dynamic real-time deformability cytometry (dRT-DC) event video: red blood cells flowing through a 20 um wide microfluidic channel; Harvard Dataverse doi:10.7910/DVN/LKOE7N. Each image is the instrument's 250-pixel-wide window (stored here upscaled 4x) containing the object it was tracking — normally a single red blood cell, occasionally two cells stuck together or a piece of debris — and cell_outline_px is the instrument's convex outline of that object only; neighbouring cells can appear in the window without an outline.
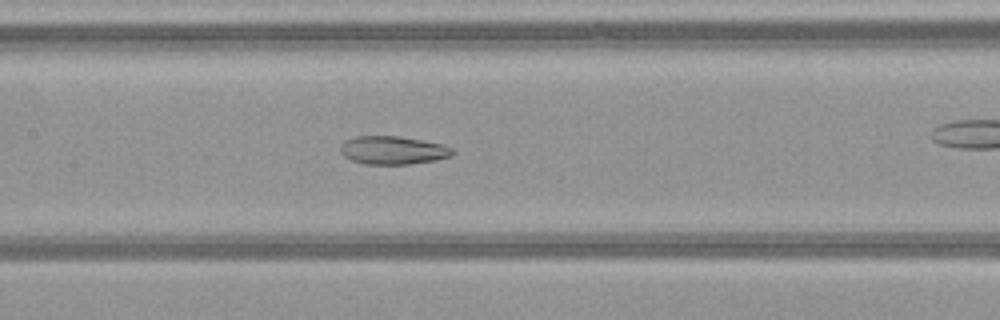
{"species": "common noctule bat (a hibernating species)", "species_latin": "Nyctalus noctula", "temperature_condition": "warm", "stored_images_in_passage": 33, "camera_frame_rate_fps": 3000, "um_per_image_px": 0.085, "animal": {"sex": "female", "body_mass_g": 21.9}, "frame": {"image": 1, "passage_image": 16, "time_ms": 5.0, "image_size_px": [1000, 320], "cell_outline_px": [[456, 152], [452, 156], [436, 160], [408, 164], [364, 164], [352, 160], [344, 156], [340, 152], [340, 144], [344, 140], [356, 136], [400, 136], [444, 144], [452, 148]], "centroid_in_image_um": [33.41, 12.76], "position_along_channel_um": 174.0, "area_um2": 18.67}}
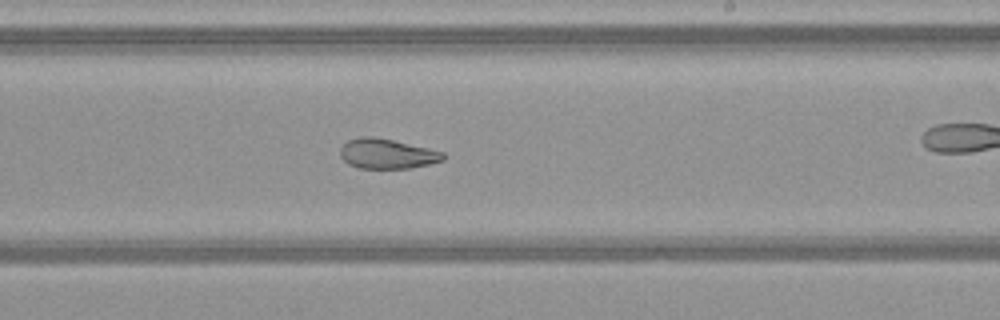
{"frame": {"image": 2, "passage_image": 22, "time_ms": 7.0, "image_size_px": [1000, 320], "cell_outline_px": [[448, 156], [444, 160], [412, 168], [360, 168], [348, 164], [340, 156], [340, 148], [348, 140], [360, 136], [372, 136], [392, 140], [428, 148], [444, 152]], "centroid_in_image_um": [32.91, 13.07], "position_along_channel_um": 256.1, "area_um2": 17.98}}
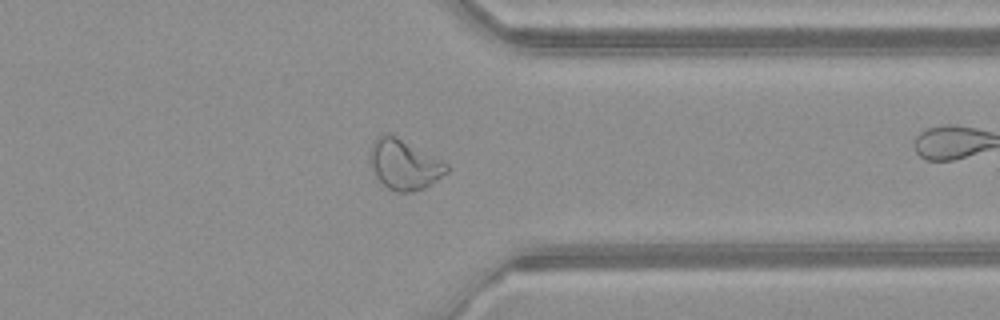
{"frame": {"image": 3, "passage_image": 31, "time_ms": 10.0, "image_size_px": [1000, 320], "cell_outline_px": [[448, 172], [424, 188], [412, 192], [396, 192], [388, 188], [376, 176], [368, 160], [368, 152], [376, 136], [384, 132], [388, 132], [396, 136], [448, 164]], "centroid_in_image_um": [34.3, 13.96], "position_along_channel_um": 377.1, "area_um2": 22.37}}